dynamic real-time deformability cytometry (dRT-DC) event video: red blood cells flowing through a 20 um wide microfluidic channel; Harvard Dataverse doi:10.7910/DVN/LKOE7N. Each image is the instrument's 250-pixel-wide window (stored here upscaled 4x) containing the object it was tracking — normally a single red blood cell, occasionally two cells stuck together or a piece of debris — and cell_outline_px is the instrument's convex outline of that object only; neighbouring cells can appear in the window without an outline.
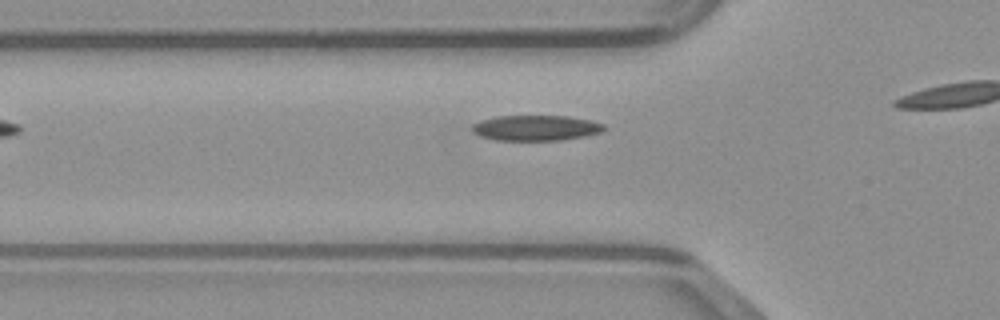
{"species": "common noctule bat (a hibernating species)", "species_latin": "Nyctalus noctula", "temperature_condition": "warm", "stored_images_in_passage": 7, "camera_frame_rate_fps": 3000, "um_per_image_px": 0.085, "animal": {"sex": "male", "body_mass_g": 23.1, "forearm_length_mm": 52.7}, "frame": {"image": 1, "passage_image": 2, "time_ms": 0.333, "image_size_px": [1000, 320], "cell_outline_px": [[604, 128], [600, 132], [584, 136], [560, 140], [496, 140], [480, 136], [472, 132], [472, 124], [480, 120], [496, 116], [568, 116], [592, 120], [604, 124]], "centroid_in_image_um": [45.51, 10.86], "position_along_channel_um": 80.3, "area_um2": 19.54}}
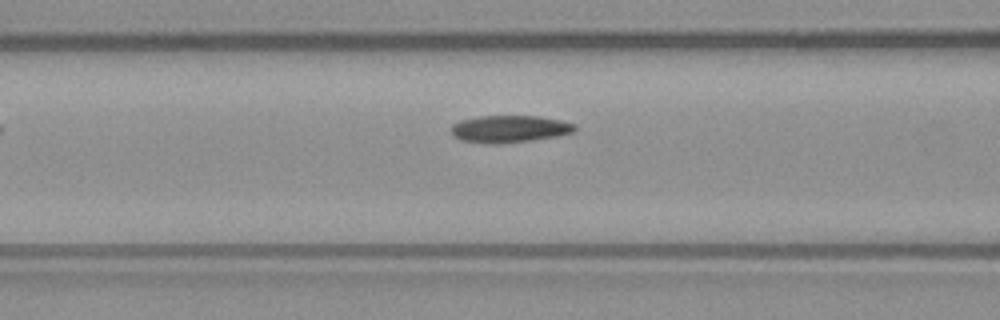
{"frame": {"image": 2, "passage_image": 5, "time_ms": 1.333, "image_size_px": [1000, 320], "cell_outline_px": [[576, 132], [556, 136], [532, 140], [500, 144], [488, 144], [460, 140], [452, 136], [452, 124], [460, 120], [480, 116], [540, 116], [560, 120], [576, 124]], "centroid_in_image_um": [43.31, 10.96], "position_along_channel_um": 123.3, "area_um2": 19.77}}